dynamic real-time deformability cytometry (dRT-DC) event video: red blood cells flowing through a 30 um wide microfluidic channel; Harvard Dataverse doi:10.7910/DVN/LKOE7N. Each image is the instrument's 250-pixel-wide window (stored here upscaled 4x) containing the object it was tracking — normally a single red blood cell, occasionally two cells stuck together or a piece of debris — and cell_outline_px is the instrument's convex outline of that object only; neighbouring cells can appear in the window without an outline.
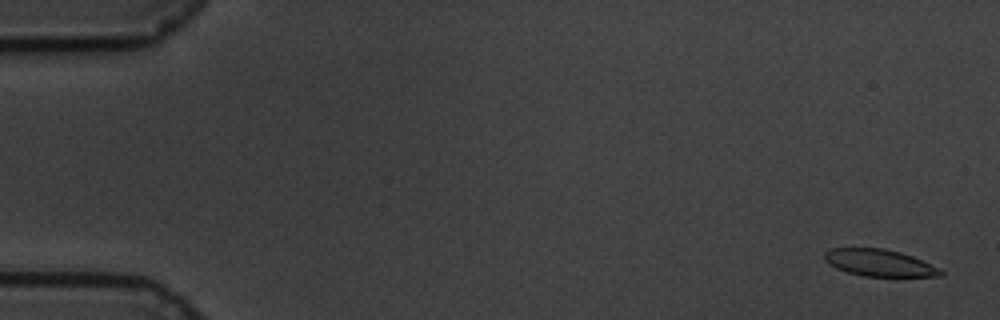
{"species": "common noctule bat (a hibernating species)", "species_latin": "Nyctalus noctula", "temperature_condition": "cold", "stored_images_in_passage": 8, "camera_frame_rate_fps": 3000, "um_per_image_px": 0.085, "animal": {"sex": "male", "body_mass_g": 19.5, "forearm_length_mm": 54.6}, "frame": {"image": 1, "passage_image": 3, "time_ms": 0.667, "image_size_px": [1000, 320], "cell_outline_px": [[944, 272], [940, 276], [864, 276], [848, 272], [836, 268], [824, 260], [824, 252], [832, 248], [884, 248], [900, 252], [912, 256], [940, 268]], "centroid_in_image_um": [74.73, 22.33], "position_along_channel_um": 10.3, "area_um2": 18.09}}